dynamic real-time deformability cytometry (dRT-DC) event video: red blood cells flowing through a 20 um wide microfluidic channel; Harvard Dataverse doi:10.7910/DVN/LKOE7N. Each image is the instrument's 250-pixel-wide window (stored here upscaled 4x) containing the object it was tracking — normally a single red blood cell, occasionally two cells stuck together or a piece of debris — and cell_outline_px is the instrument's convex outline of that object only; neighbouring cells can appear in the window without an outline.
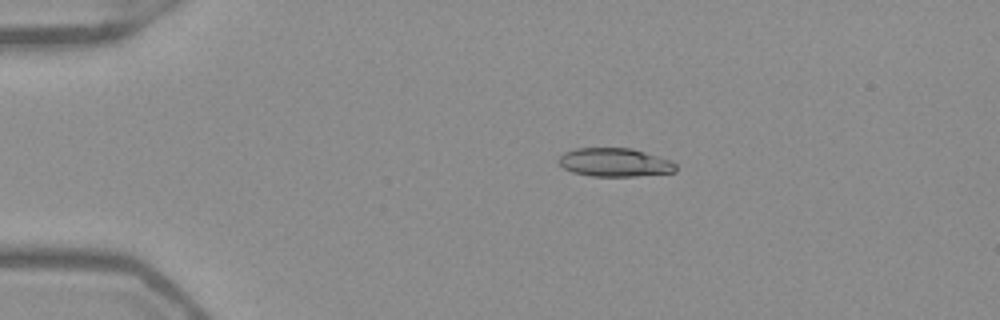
{"species": "Egyptian fruit bat (a non-hibernating species)", "species_latin": "Rousettus aegyptiacus", "temperature_condition": "warm", "stored_images_in_passage": 43, "camera_frame_rate_fps": 3000, "um_per_image_px": 0.085, "frame": {"image": 1, "passage_image": 2, "time_ms": 0.333, "image_size_px": [1000, 320], "cell_outline_px": [[676, 172], [636, 176], [592, 176], [572, 172], [564, 168], [556, 160], [564, 152], [576, 148], [632, 148], [668, 160], [676, 164]], "centroid_in_image_um": [52.21, 13.8], "position_along_channel_um": 32.8, "area_um2": 19.36}}
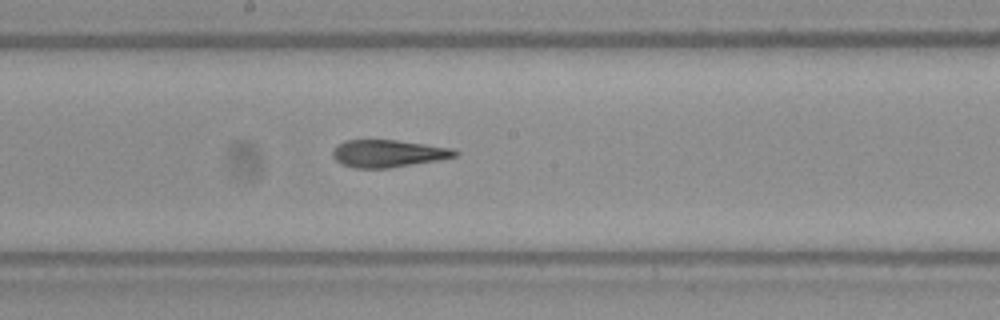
{"frame": {"image": 2, "passage_image": 20, "time_ms": 6.333, "image_size_px": [1000, 320], "cell_outline_px": [[460, 152], [456, 156], [440, 160], [388, 168], [352, 168], [340, 164], [332, 156], [332, 152], [336, 144], [344, 140], [396, 140], [452, 148]], "centroid_in_image_um": [32.95, 13.05], "position_along_channel_um": 215.2, "area_um2": 19.65}}
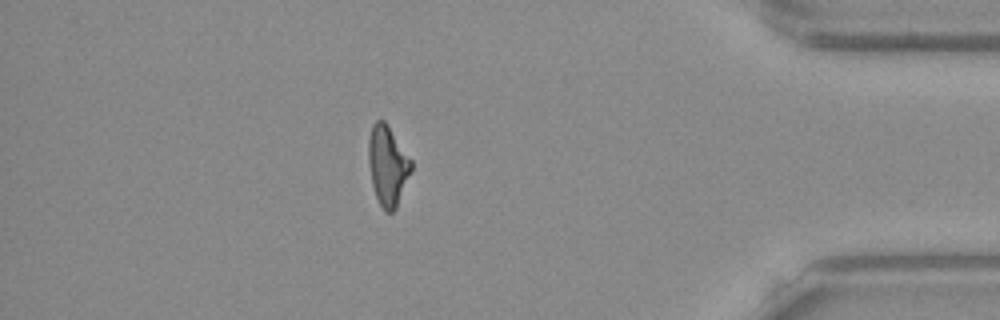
{"frame": {"image": 3, "passage_image": 37, "time_ms": 12.0, "image_size_px": [1000, 320], "cell_outline_px": [[412, 172], [396, 208], [392, 212], [384, 212], [376, 196], [372, 184], [368, 164], [368, 140], [372, 124], [376, 120], [384, 120], [388, 124], [412, 160]], "centroid_in_image_um": [32.96, 14.06], "position_along_channel_um": 402.2, "area_um2": 20.17}, "authors_computed_cell_mechanics": {"area_um2": 19.941, "velocity_mm_per_s": 3.9529, "shape_relaxation_time_tau1_ms": null, "shape_relaxation_time_tau2_ms": 2.8098, "deformation_change_tau1": null, "deformation_change_tau2": 0.1384}}